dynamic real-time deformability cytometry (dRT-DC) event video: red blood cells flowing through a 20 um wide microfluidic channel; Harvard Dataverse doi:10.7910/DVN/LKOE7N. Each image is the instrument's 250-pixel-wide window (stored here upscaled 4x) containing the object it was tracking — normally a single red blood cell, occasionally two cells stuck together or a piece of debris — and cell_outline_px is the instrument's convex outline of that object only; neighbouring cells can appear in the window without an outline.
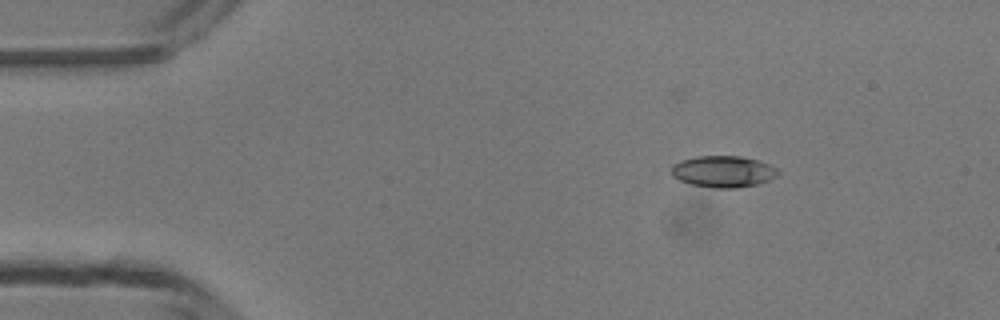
{"species": "common noctule bat (a hibernating species)", "species_latin": "Nyctalus noctula", "temperature_condition": "room temperature", "stored_images_in_passage": 3, "camera_frame_rate_fps": 3000, "um_per_image_px": 0.085, "animal": {"sex": "male", "body_mass_g": 13.3}, "frame": {"image": 1, "passage_image": 1, "time_ms": 0.0, "image_size_px": [1000, 320], "cell_outline_px": [[780, 172], [776, 176], [768, 180], [756, 184], [736, 188], [712, 188], [692, 184], [680, 180], [672, 176], [672, 164], [680, 160], [696, 156], [740, 156], [756, 160], [768, 164], [776, 168]], "centroid_in_image_um": [61.44, 14.58], "position_along_channel_um": 23.6, "area_um2": 19.48}}
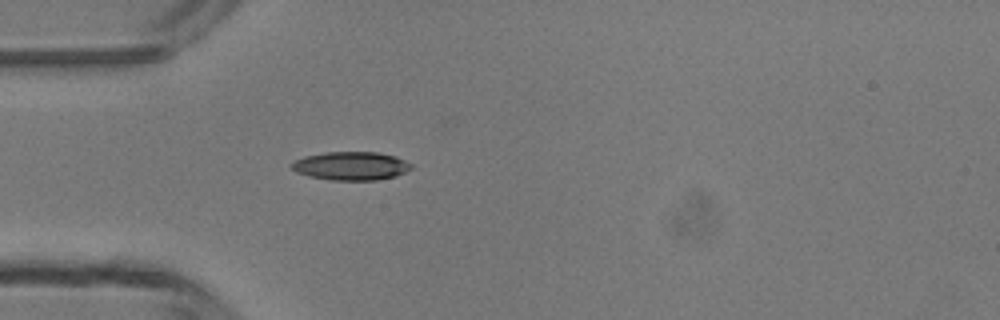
{"frame": {"image": 2, "passage_image": 3, "time_ms": 2.333, "image_size_px": [1000, 320], "cell_outline_px": [[412, 168], [396, 176], [376, 180], [332, 180], [308, 176], [296, 172], [288, 164], [304, 156], [324, 152], [376, 152], [396, 156], [412, 164]], "centroid_in_image_um": [29.81, 14.1], "position_along_channel_um": 55.2, "area_um2": 19.88}}